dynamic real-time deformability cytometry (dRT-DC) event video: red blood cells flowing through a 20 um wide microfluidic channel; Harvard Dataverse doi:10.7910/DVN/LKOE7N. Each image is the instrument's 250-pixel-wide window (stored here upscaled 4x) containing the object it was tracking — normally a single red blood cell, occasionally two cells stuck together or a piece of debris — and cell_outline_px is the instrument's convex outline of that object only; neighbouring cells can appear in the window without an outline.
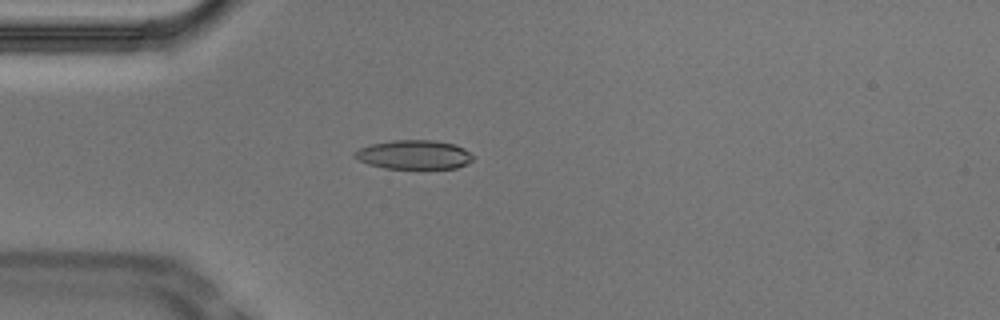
{"species": "Egyptian fruit bat (a non-hibernating species)", "species_latin": "Rousettus aegyptiacus", "temperature_condition": "cold", "stored_images_in_passage": 43, "camera_frame_rate_fps": 3000, "um_per_image_px": 0.085, "animal": {"sex": "male"}, "frame": {"image": 1, "passage_image": 4, "time_ms": 1.0, "image_size_px": [1000, 320], "cell_outline_px": [[476, 156], [468, 164], [456, 168], [384, 168], [368, 164], [352, 156], [352, 152], [360, 148], [372, 144], [392, 140], [432, 140], [456, 144], [464, 148]], "centroid_in_image_um": [35.22, 13.14], "position_along_channel_um": 49.8, "area_um2": 20.17}}
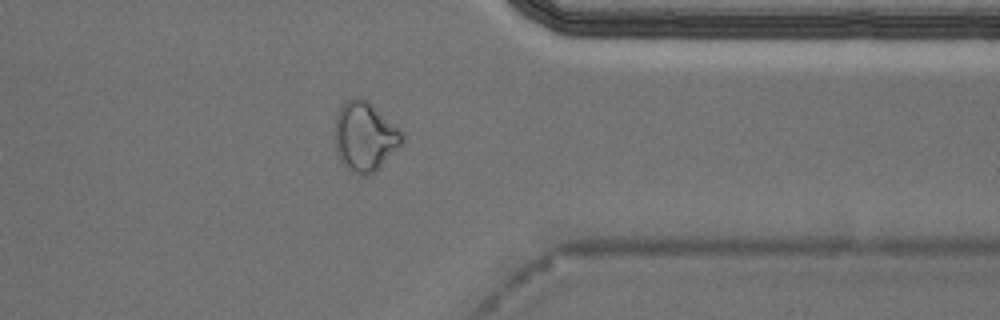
{"frame": {"image": 2, "passage_image": 32, "time_ms": 10.333, "image_size_px": [1000, 320], "cell_outline_px": [[404, 144], [368, 176], [360, 176], [344, 168], [340, 160], [336, 148], [336, 116], [340, 108], [352, 96], [360, 96], [368, 100], [400, 128], [404, 136]], "centroid_in_image_um": [31.04, 11.6], "position_along_channel_um": 380.4, "area_um2": 27.4}}
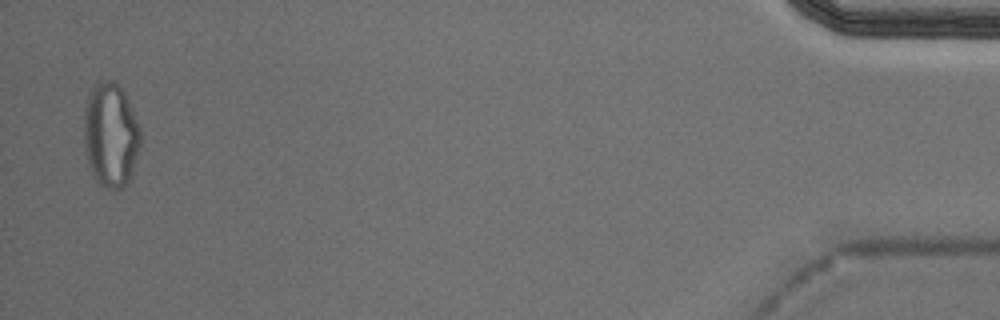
{"frame": {"image": 3, "passage_image": 42, "time_ms": 13.667, "image_size_px": [1000, 320], "cell_outline_px": [[140, 144], [132, 172], [128, 180], [120, 188], [108, 188], [100, 184], [92, 176], [88, 164], [84, 148], [84, 108], [88, 96], [92, 88], [100, 80], [116, 80], [120, 84], [128, 100], [140, 128]], "centroid_in_image_um": [9.38, 11.43], "position_along_channel_um": 425.8, "area_um2": 34.45}}